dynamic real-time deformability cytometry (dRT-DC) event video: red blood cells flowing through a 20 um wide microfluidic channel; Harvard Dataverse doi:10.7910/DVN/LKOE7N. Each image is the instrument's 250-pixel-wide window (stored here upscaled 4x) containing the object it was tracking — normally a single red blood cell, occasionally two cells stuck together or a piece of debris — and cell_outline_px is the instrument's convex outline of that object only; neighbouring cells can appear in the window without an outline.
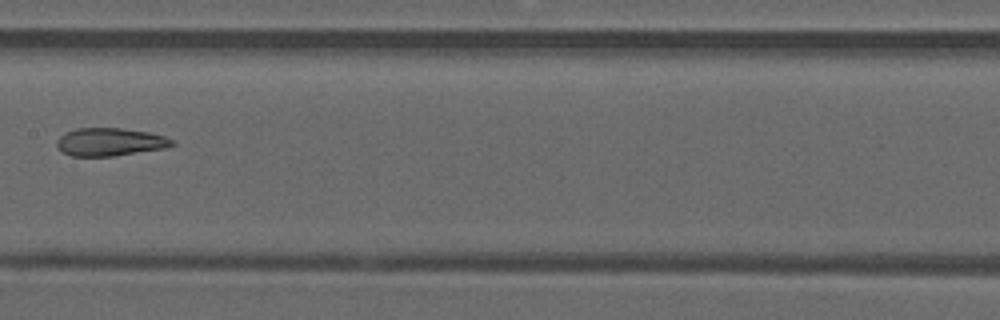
{"species": "common noctule bat (a hibernating species)", "species_latin": "Nyctalus noctula", "temperature_condition": "warm", "stored_images_in_passage": 8, "camera_frame_rate_fps": 3000, "um_per_image_px": 0.085, "animal": {"sex": "male", "forearm_length_mm": 52.5}, "frame": {"image": 1, "passage_image": 7, "time_ms": 2.0, "image_size_px": [1000, 320], "cell_outline_px": [[176, 144], [164, 148], [112, 156], [72, 156], [60, 152], [56, 144], [56, 140], [60, 136], [76, 128], [124, 128], [148, 132], [164, 136], [176, 140]], "centroid_in_image_um": [9.34, 12.06], "position_along_channel_um": 198.1, "area_um2": 18.84}}
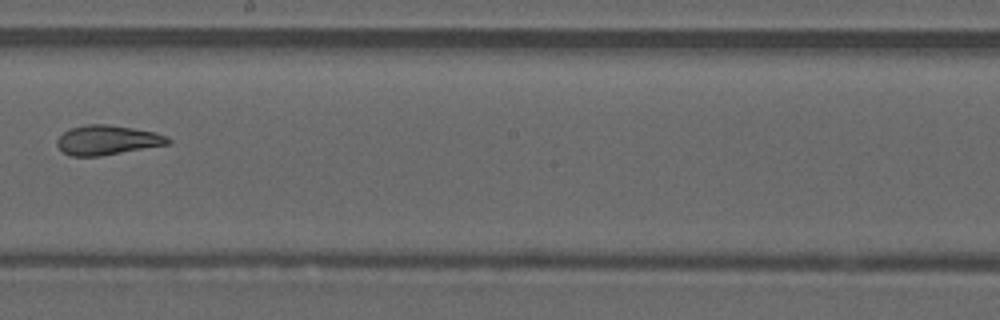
{"frame": {"image": 2, "passage_image": 8, "time_ms": 2.333, "image_size_px": [1000, 320], "cell_outline_px": [[172, 140], [168, 144], [100, 156], [72, 156], [64, 152], [56, 144], [56, 140], [64, 132], [72, 128], [88, 124], [108, 124], [132, 128], [152, 132], [168, 136]], "centroid_in_image_um": [9.12, 11.9], "position_along_channel_um": 239.1, "area_um2": 18.84}}